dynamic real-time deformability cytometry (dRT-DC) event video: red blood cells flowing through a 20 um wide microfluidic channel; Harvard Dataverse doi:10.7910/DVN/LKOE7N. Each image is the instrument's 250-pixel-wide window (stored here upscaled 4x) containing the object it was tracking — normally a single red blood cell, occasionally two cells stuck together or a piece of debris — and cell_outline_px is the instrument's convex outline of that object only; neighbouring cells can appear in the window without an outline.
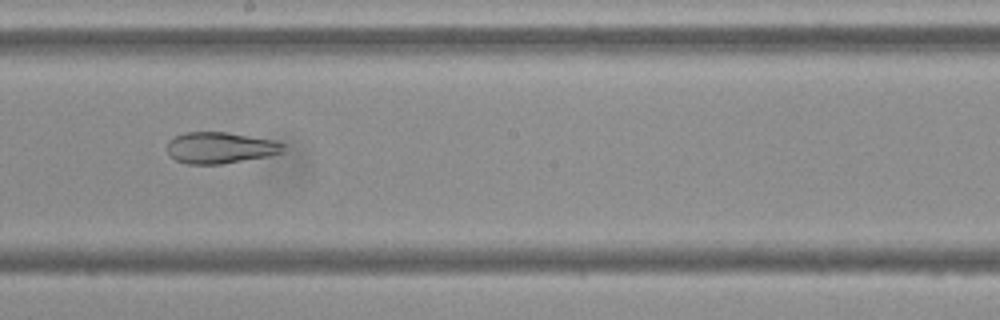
{"species": "Egyptian fruit bat (a non-hibernating species)", "species_latin": "Rousettus aegyptiacus", "temperature_condition": "cold", "stored_images_in_passage": 6, "camera_frame_rate_fps": 3000, "um_per_image_px": 0.085, "frame": {"image": 1, "passage_image": 5, "time_ms": 4.667, "image_size_px": [1000, 320], "cell_outline_px": [[284, 144], [280, 152], [268, 156], [220, 164], [188, 164], [176, 160], [168, 152], [168, 140], [184, 132], [228, 132], [276, 140]], "centroid_in_image_um": [18.71, 12.55], "position_along_channel_um": 229.5, "area_um2": 21.04}}
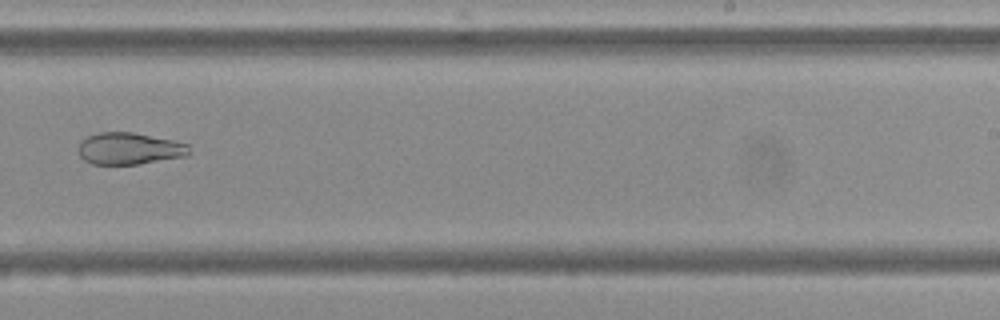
{"frame": {"image": 2, "passage_image": 6, "time_ms": 6.0, "image_size_px": [1000, 320], "cell_outline_px": [[192, 152], [188, 156], [136, 164], [92, 164], [84, 160], [80, 156], [76, 148], [80, 140], [96, 132], [132, 132], [192, 144]], "centroid_in_image_um": [11.01, 12.62], "position_along_channel_um": 278.0, "area_um2": 20.98}}